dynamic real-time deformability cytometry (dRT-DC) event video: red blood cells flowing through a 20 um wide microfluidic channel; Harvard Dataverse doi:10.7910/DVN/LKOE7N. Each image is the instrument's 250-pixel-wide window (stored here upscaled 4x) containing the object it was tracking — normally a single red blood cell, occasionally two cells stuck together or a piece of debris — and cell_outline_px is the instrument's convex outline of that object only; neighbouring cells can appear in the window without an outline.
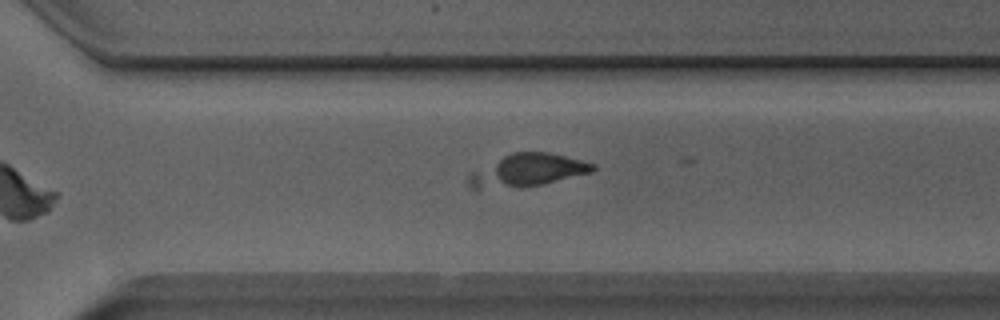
{"species": "Egyptian fruit bat (a non-hibernating species)", "species_latin": "Rousettus aegyptiacus", "temperature_condition": "room temperature", "stored_images_in_passage": 29, "camera_frame_rate_fps": 3000, "um_per_image_px": 0.085, "animal": {"sex": "male"}, "frame": {"image": 1, "passage_image": 21, "time_ms": 6.667, "image_size_px": [1000, 320], "cell_outline_px": [[596, 168], [592, 172], [540, 184], [476, 188], [472, 188], [468, 184], [468, 176], [472, 172], [512, 152], [548, 152], [596, 164]], "centroid_in_image_um": [44.88, 14.45], "position_along_channel_um": 325.7, "area_um2": 22.43}}